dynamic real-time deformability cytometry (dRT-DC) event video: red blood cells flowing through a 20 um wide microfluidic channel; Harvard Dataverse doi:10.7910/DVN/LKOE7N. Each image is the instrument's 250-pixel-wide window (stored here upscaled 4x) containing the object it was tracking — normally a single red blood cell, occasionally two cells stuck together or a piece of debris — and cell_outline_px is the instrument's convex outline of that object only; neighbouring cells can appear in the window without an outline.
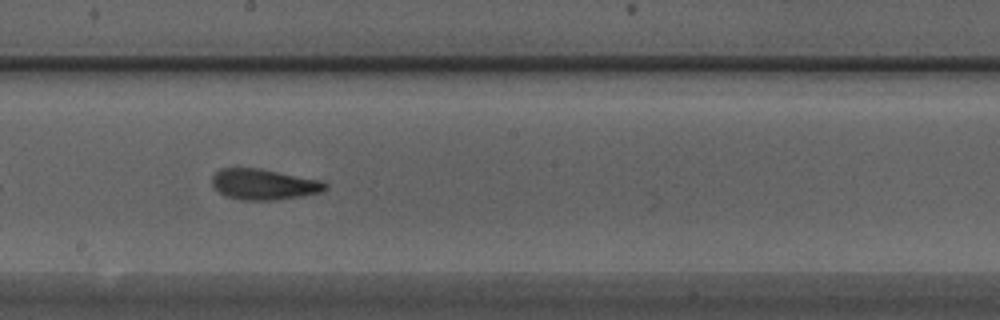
{"species": "Egyptian fruit bat (a non-hibernating species)", "species_latin": "Rousettus aegyptiacus", "temperature_condition": "warm", "stored_images_in_passage": 23, "camera_frame_rate_fps": 3000, "um_per_image_px": 0.085, "animal": {"sex": "male"}, "frame": {"image": 1, "passage_image": 14, "time_ms": 4.333, "image_size_px": [1000, 320], "cell_outline_px": [[328, 188], [320, 192], [300, 196], [276, 200], [240, 200], [228, 196], [220, 192], [212, 184], [212, 176], [220, 168], [260, 168], [324, 180], [328, 184]], "centroid_in_image_um": [22.47, 15.66], "position_along_channel_um": 225.7, "area_um2": 20.4}}
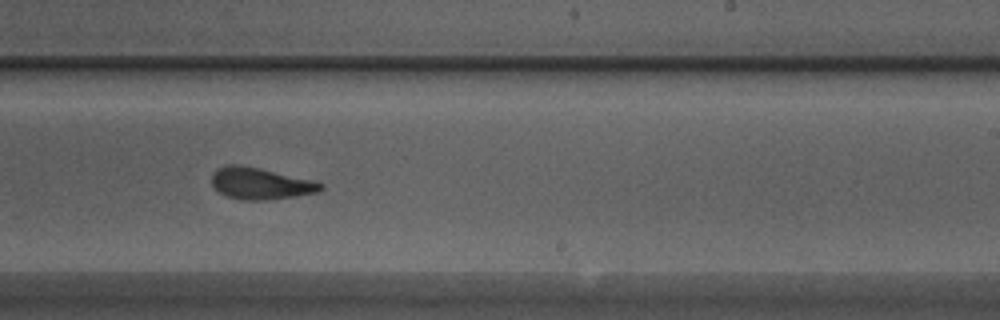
{"frame": {"image": 2, "passage_image": 17, "time_ms": 5.333, "image_size_px": [1000, 320], "cell_outline_px": [[324, 188], [316, 192], [292, 196], [264, 200], [244, 200], [228, 196], [220, 192], [212, 184], [212, 172], [216, 168], [228, 164], [236, 164], [260, 168], [312, 180], [324, 184]], "centroid_in_image_um": [22.1, 15.58], "position_along_channel_um": 266.9, "area_um2": 19.83}}